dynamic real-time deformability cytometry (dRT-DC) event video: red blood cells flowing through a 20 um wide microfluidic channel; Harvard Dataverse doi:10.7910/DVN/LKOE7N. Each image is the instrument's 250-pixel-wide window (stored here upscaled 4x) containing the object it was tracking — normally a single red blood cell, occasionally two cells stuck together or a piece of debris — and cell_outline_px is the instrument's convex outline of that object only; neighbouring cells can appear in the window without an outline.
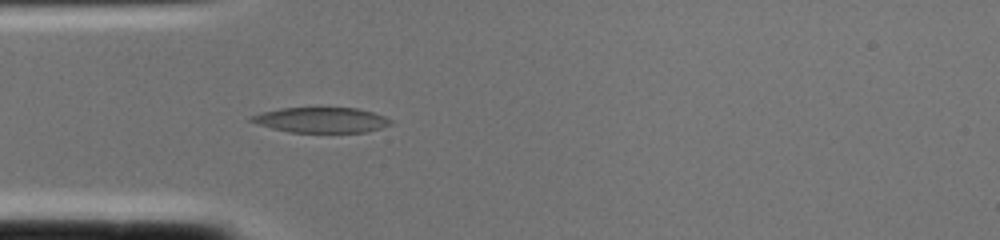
{"species": "common noctule bat (a hibernating species)", "species_latin": "Nyctalus noctula", "temperature_condition": "cold", "stored_images_in_passage": 2, "camera_frame_rate_fps": 3000, "um_per_image_px": 0.085, "animal": {"sex": "female", "body_mass_g": 22.0, "forearm_length_mm": 56.7}, "frame": {"image": 1, "passage_image": 2, "time_ms": 0.333, "image_size_px": [1000, 240], "cell_outline_px": [[392, 124], [368, 132], [288, 132], [272, 128], [248, 120], [248, 116], [260, 112], [280, 108], [356, 108], [372, 112], [384, 116], [392, 120]], "centroid_in_image_um": [27.29, 10.2], "position_along_channel_um": 57.7, "area_um2": 20.52}}